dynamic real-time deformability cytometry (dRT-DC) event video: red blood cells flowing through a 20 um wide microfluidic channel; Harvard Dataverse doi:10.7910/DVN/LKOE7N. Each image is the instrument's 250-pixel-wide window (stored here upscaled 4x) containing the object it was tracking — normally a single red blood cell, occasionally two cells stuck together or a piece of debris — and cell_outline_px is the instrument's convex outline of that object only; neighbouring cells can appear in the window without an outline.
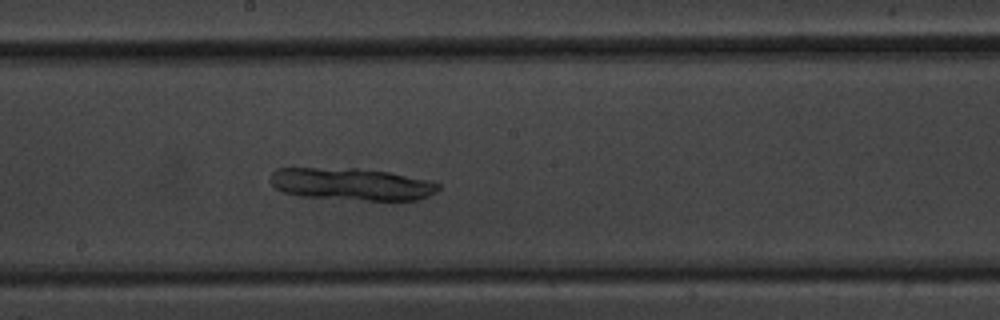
{"species": "common noctule bat (a hibernating species)", "species_latin": "Nyctalus noctula", "temperature_condition": "warm", "stored_images_in_passage": 50, "camera_frame_rate_fps": 3000, "um_per_image_px": 0.085, "animal": {"sex": "male", "body_mass_g": 20.1, "forearm_length_mm": 53.5}, "frame": {"image": 1, "passage_image": 27, "time_ms": 8.667, "image_size_px": [1000, 320], "cell_outline_px": [[440, 188], [436, 192], [428, 196], [416, 200], [364, 200], [296, 196], [284, 192], [276, 188], [268, 180], [272, 172], [276, 168], [356, 168], [388, 172], [432, 180], [440, 184]], "centroid_in_image_um": [29.87, 15.65], "position_along_channel_um": 218.3, "area_um2": 31.85}}